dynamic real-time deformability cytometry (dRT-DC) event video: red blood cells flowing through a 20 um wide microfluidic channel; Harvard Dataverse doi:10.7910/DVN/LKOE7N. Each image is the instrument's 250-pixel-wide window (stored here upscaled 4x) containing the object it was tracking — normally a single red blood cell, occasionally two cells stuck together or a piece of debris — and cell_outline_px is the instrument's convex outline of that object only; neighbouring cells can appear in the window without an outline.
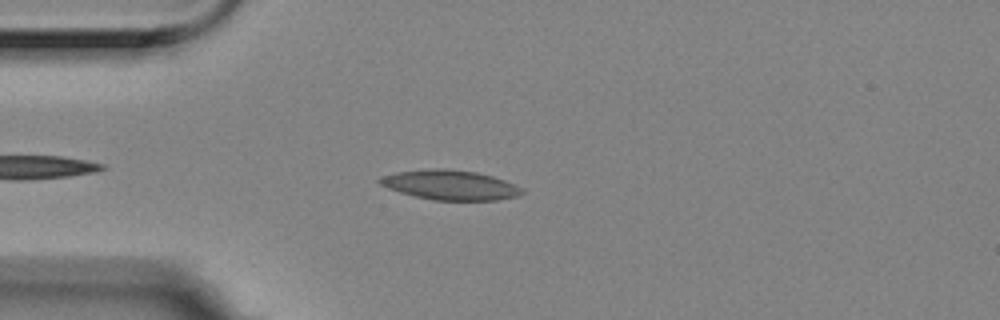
{"species": "Egyptian fruit bat (a non-hibernating species)", "species_latin": "Rousettus aegyptiacus", "temperature_condition": "room temperature", "stored_images_in_passage": 12, "camera_frame_rate_fps": 3000, "um_per_image_px": 0.085, "animal": {"sex": "female"}, "frame": {"image": 1, "passage_image": 1, "time_ms": 0.0, "image_size_px": [1000, 320], "cell_outline_px": [[524, 192], [516, 196], [496, 200], [432, 200], [400, 192], [388, 188], [380, 184], [376, 180], [380, 176], [400, 172], [432, 168], [444, 168], [476, 172], [492, 176], [504, 180], [524, 188]], "centroid_in_image_um": [38.26, 15.72], "position_along_channel_um": 46.7, "area_um2": 24.51}}
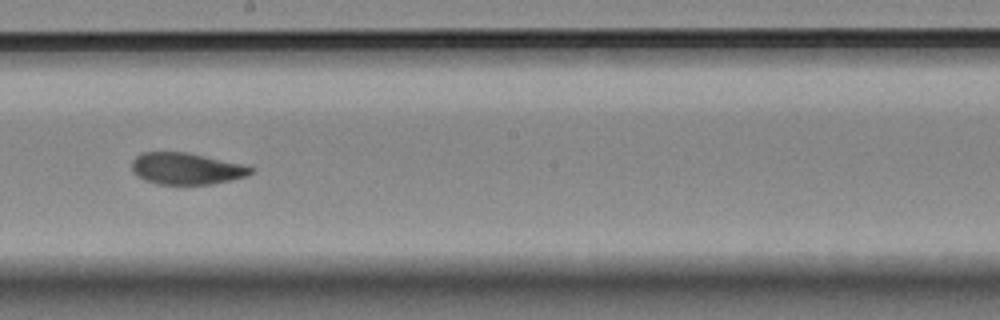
{"frame": {"image": 2, "passage_image": 6, "time_ms": 1.667, "image_size_px": [1000, 320], "cell_outline_px": [[256, 168], [252, 172], [244, 176], [232, 180], [212, 184], [156, 184], [144, 180], [136, 176], [132, 168], [132, 160], [136, 156], [144, 152], [184, 152], [244, 164]], "centroid_in_image_um": [15.83, 14.34], "position_along_channel_um": 232.4, "area_um2": 21.91}}
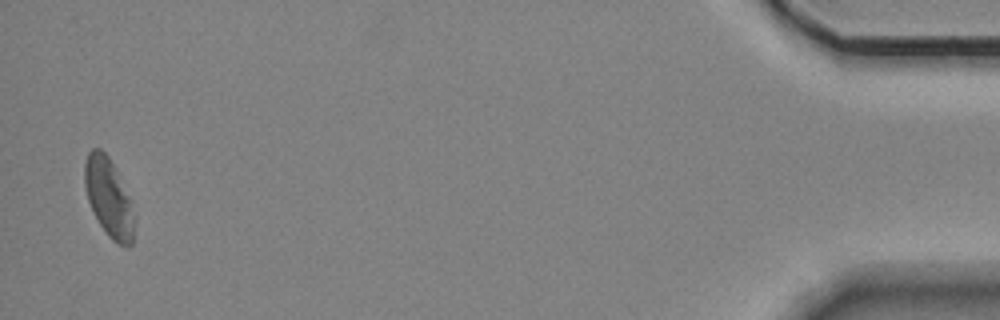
{"frame": {"image": 3, "passage_image": 12, "time_ms": 3.667, "image_size_px": [1000, 320], "cell_outline_px": [[132, 244], [128, 248], [116, 244], [108, 236], [100, 224], [88, 200], [84, 184], [84, 160], [88, 152], [92, 148], [100, 148], [108, 156], [116, 172], [128, 200], [132, 224]], "centroid_in_image_um": [9.16, 16.78], "position_along_channel_um": 426.0, "area_um2": 21.62}}